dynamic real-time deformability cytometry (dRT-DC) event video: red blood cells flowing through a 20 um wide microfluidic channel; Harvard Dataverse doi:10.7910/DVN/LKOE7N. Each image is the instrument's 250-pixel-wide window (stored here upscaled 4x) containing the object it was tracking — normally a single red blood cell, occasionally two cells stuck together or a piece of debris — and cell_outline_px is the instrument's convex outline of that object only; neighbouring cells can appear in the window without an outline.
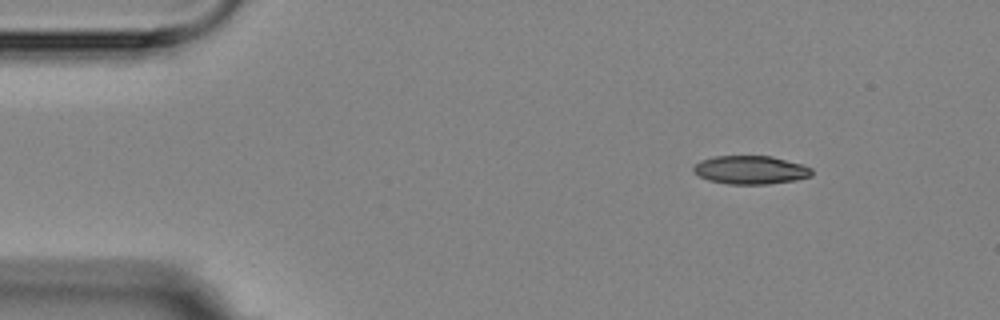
{"species": "Egyptian fruit bat (a non-hibernating species)", "species_latin": "Rousettus aegyptiacus", "temperature_condition": "room temperature", "stored_images_in_passage": 7, "camera_frame_rate_fps": 3000, "um_per_image_px": 0.085, "animal": {"sex": "female"}, "frame": {"image": 1, "passage_image": 1, "time_ms": 0.0, "image_size_px": [1000, 320], "cell_outline_px": [[812, 176], [796, 180], [768, 184], [728, 184], [708, 180], [692, 172], [692, 168], [700, 160], [716, 156], [772, 156], [800, 164], [812, 168]], "centroid_in_image_um": [63.78, 14.45], "position_along_channel_um": 21.2, "area_um2": 19.59}}
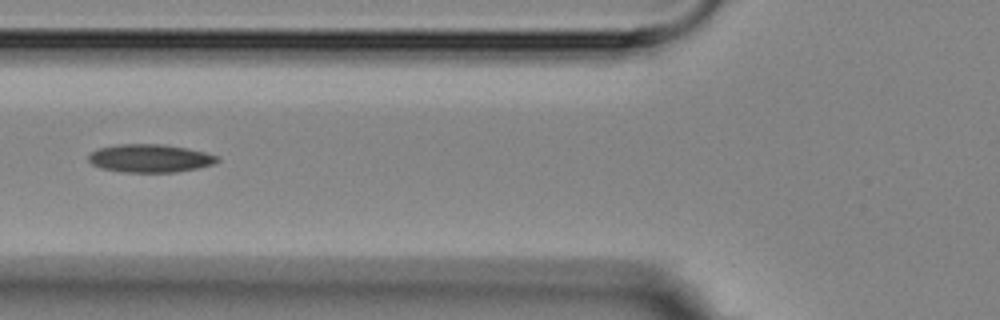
{"frame": {"image": 2, "passage_image": 5, "time_ms": 4.667, "image_size_px": [1000, 320], "cell_outline_px": [[220, 160], [212, 164], [196, 168], [176, 172], [124, 172], [100, 168], [92, 164], [88, 160], [88, 156], [96, 148], [120, 144], [164, 144], [188, 148], [220, 156]], "centroid_in_image_um": [12.74, 13.45], "position_along_channel_um": 113.1, "area_um2": 21.15}}
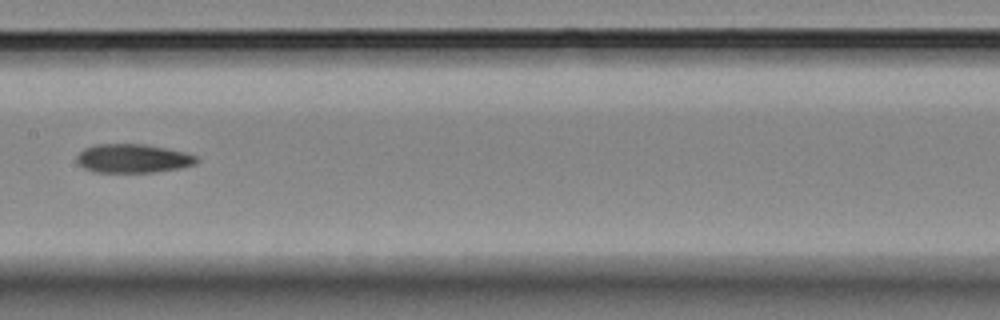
{"frame": {"image": 3, "passage_image": 7, "time_ms": 7.0, "image_size_px": [1000, 320], "cell_outline_px": [[200, 160], [196, 164], [180, 168], [152, 172], [96, 172], [84, 168], [76, 160], [76, 156], [84, 148], [92, 144], [144, 144], [184, 152], [196, 156]], "centroid_in_image_um": [11.29, 13.46], "position_along_channel_um": 196.1, "area_um2": 20.06}}